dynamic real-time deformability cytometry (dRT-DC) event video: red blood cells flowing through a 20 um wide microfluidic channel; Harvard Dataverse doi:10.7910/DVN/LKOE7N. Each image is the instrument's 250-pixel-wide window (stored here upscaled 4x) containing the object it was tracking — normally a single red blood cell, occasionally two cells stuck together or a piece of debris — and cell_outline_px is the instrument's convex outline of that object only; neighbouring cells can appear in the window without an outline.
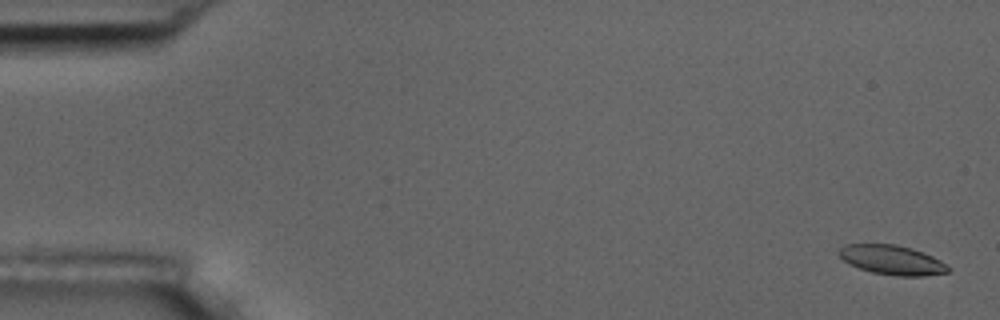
{"species": "common noctule bat (a hibernating species)", "species_latin": "Nyctalus noctula", "temperature_condition": "room temperature", "stored_images_in_passage": 5, "camera_frame_rate_fps": 3000, "um_per_image_px": 0.085, "animal": {"sex": "male", "body_mass_g": 17.5, "forearm_length_mm": 52.3}, "frame": {"image": 1, "passage_image": 1, "time_ms": 0.0, "image_size_px": [1000, 320], "cell_outline_px": [[952, 268], [948, 272], [924, 276], [896, 276], [872, 272], [848, 264], [840, 256], [840, 248], [848, 244], [896, 244], [912, 248], [924, 252], [940, 260]], "centroid_in_image_um": [75.87, 22.1], "position_along_channel_um": 9.1, "area_um2": 18.73}}
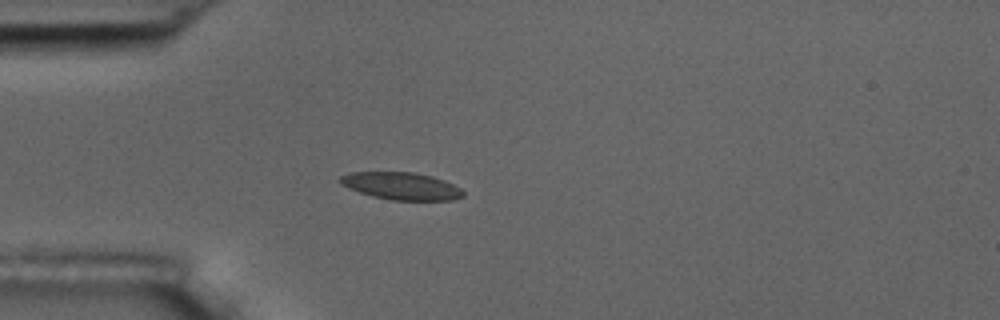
{"frame": {"image": 2, "passage_image": 4, "time_ms": 4.667, "image_size_px": [1000, 320], "cell_outline_px": [[464, 196], [452, 200], [392, 200], [372, 196], [348, 188], [340, 184], [336, 180], [340, 176], [348, 172], [412, 172], [432, 176], [444, 180], [460, 188], [464, 192]], "centroid_in_image_um": [34.07, 15.8], "position_along_channel_um": 50.9, "area_um2": 19.71}}